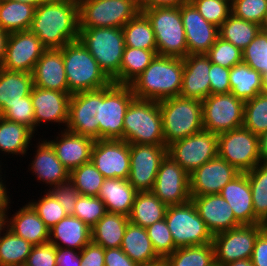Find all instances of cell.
I'll return each mask as SVG.
<instances>
[{"label": "cell", "instance_id": "cell-29", "mask_svg": "<svg viewBox=\"0 0 267 266\" xmlns=\"http://www.w3.org/2000/svg\"><path fill=\"white\" fill-rule=\"evenodd\" d=\"M92 241L91 228L68 215L49 230V242L57 248L81 251Z\"/></svg>", "mask_w": 267, "mask_h": 266}, {"label": "cell", "instance_id": "cell-71", "mask_svg": "<svg viewBox=\"0 0 267 266\" xmlns=\"http://www.w3.org/2000/svg\"><path fill=\"white\" fill-rule=\"evenodd\" d=\"M139 266H166L165 264V261L164 259L158 261V262H155V263H152V264H148V265H139Z\"/></svg>", "mask_w": 267, "mask_h": 266}, {"label": "cell", "instance_id": "cell-49", "mask_svg": "<svg viewBox=\"0 0 267 266\" xmlns=\"http://www.w3.org/2000/svg\"><path fill=\"white\" fill-rule=\"evenodd\" d=\"M206 55L211 63L228 69L243 62L242 50L221 37L217 38Z\"/></svg>", "mask_w": 267, "mask_h": 266}, {"label": "cell", "instance_id": "cell-46", "mask_svg": "<svg viewBox=\"0 0 267 266\" xmlns=\"http://www.w3.org/2000/svg\"><path fill=\"white\" fill-rule=\"evenodd\" d=\"M104 179V176L91 161L82 164L70 172V181L74 184L80 195L84 196H98Z\"/></svg>", "mask_w": 267, "mask_h": 266}, {"label": "cell", "instance_id": "cell-15", "mask_svg": "<svg viewBox=\"0 0 267 266\" xmlns=\"http://www.w3.org/2000/svg\"><path fill=\"white\" fill-rule=\"evenodd\" d=\"M166 145L130 144V173L128 182L138 192H151Z\"/></svg>", "mask_w": 267, "mask_h": 266}, {"label": "cell", "instance_id": "cell-20", "mask_svg": "<svg viewBox=\"0 0 267 266\" xmlns=\"http://www.w3.org/2000/svg\"><path fill=\"white\" fill-rule=\"evenodd\" d=\"M239 174L235 167L217 156L189 175L190 195L219 194L222 188Z\"/></svg>", "mask_w": 267, "mask_h": 266}, {"label": "cell", "instance_id": "cell-36", "mask_svg": "<svg viewBox=\"0 0 267 266\" xmlns=\"http://www.w3.org/2000/svg\"><path fill=\"white\" fill-rule=\"evenodd\" d=\"M167 207L152 192H138L128 216L129 222L147 228L155 222L165 219Z\"/></svg>", "mask_w": 267, "mask_h": 266}, {"label": "cell", "instance_id": "cell-11", "mask_svg": "<svg viewBox=\"0 0 267 266\" xmlns=\"http://www.w3.org/2000/svg\"><path fill=\"white\" fill-rule=\"evenodd\" d=\"M218 157L240 173L251 171L261 163L259 136L240 127L217 135Z\"/></svg>", "mask_w": 267, "mask_h": 266}, {"label": "cell", "instance_id": "cell-50", "mask_svg": "<svg viewBox=\"0 0 267 266\" xmlns=\"http://www.w3.org/2000/svg\"><path fill=\"white\" fill-rule=\"evenodd\" d=\"M189 2L207 22L218 28L231 14V3L226 0H189Z\"/></svg>", "mask_w": 267, "mask_h": 266}, {"label": "cell", "instance_id": "cell-51", "mask_svg": "<svg viewBox=\"0 0 267 266\" xmlns=\"http://www.w3.org/2000/svg\"><path fill=\"white\" fill-rule=\"evenodd\" d=\"M243 62L261 74L267 72V33L260 31L242 50Z\"/></svg>", "mask_w": 267, "mask_h": 266}, {"label": "cell", "instance_id": "cell-53", "mask_svg": "<svg viewBox=\"0 0 267 266\" xmlns=\"http://www.w3.org/2000/svg\"><path fill=\"white\" fill-rule=\"evenodd\" d=\"M267 12V0H233L231 13L243 20L261 25Z\"/></svg>", "mask_w": 267, "mask_h": 266}, {"label": "cell", "instance_id": "cell-23", "mask_svg": "<svg viewBox=\"0 0 267 266\" xmlns=\"http://www.w3.org/2000/svg\"><path fill=\"white\" fill-rule=\"evenodd\" d=\"M191 201L212 235L241 226L220 194L191 196Z\"/></svg>", "mask_w": 267, "mask_h": 266}, {"label": "cell", "instance_id": "cell-69", "mask_svg": "<svg viewBox=\"0 0 267 266\" xmlns=\"http://www.w3.org/2000/svg\"><path fill=\"white\" fill-rule=\"evenodd\" d=\"M261 86H262V93L267 94V72L262 74Z\"/></svg>", "mask_w": 267, "mask_h": 266}, {"label": "cell", "instance_id": "cell-62", "mask_svg": "<svg viewBox=\"0 0 267 266\" xmlns=\"http://www.w3.org/2000/svg\"><path fill=\"white\" fill-rule=\"evenodd\" d=\"M141 12L147 8L152 7H179L182 4L189 2V0H137Z\"/></svg>", "mask_w": 267, "mask_h": 266}, {"label": "cell", "instance_id": "cell-35", "mask_svg": "<svg viewBox=\"0 0 267 266\" xmlns=\"http://www.w3.org/2000/svg\"><path fill=\"white\" fill-rule=\"evenodd\" d=\"M34 135L35 133L26 125L0 116V151L5 155L24 157L31 146V140L35 138Z\"/></svg>", "mask_w": 267, "mask_h": 266}, {"label": "cell", "instance_id": "cell-7", "mask_svg": "<svg viewBox=\"0 0 267 266\" xmlns=\"http://www.w3.org/2000/svg\"><path fill=\"white\" fill-rule=\"evenodd\" d=\"M142 12L152 24L157 54L185 58L188 55V47L180 6L152 7Z\"/></svg>", "mask_w": 267, "mask_h": 266}, {"label": "cell", "instance_id": "cell-26", "mask_svg": "<svg viewBox=\"0 0 267 266\" xmlns=\"http://www.w3.org/2000/svg\"><path fill=\"white\" fill-rule=\"evenodd\" d=\"M32 76L35 87L68 92L62 50L47 49L36 62Z\"/></svg>", "mask_w": 267, "mask_h": 266}, {"label": "cell", "instance_id": "cell-31", "mask_svg": "<svg viewBox=\"0 0 267 266\" xmlns=\"http://www.w3.org/2000/svg\"><path fill=\"white\" fill-rule=\"evenodd\" d=\"M137 193L127 179L106 178L98 197L105 204L107 212L129 216Z\"/></svg>", "mask_w": 267, "mask_h": 266}, {"label": "cell", "instance_id": "cell-30", "mask_svg": "<svg viewBox=\"0 0 267 266\" xmlns=\"http://www.w3.org/2000/svg\"><path fill=\"white\" fill-rule=\"evenodd\" d=\"M8 229L33 246L49 242V229L29 204L8 217Z\"/></svg>", "mask_w": 267, "mask_h": 266}, {"label": "cell", "instance_id": "cell-19", "mask_svg": "<svg viewBox=\"0 0 267 266\" xmlns=\"http://www.w3.org/2000/svg\"><path fill=\"white\" fill-rule=\"evenodd\" d=\"M46 50L47 48L30 30L10 33L6 54L0 67L8 71L32 74L36 62Z\"/></svg>", "mask_w": 267, "mask_h": 266}, {"label": "cell", "instance_id": "cell-57", "mask_svg": "<svg viewBox=\"0 0 267 266\" xmlns=\"http://www.w3.org/2000/svg\"><path fill=\"white\" fill-rule=\"evenodd\" d=\"M230 69L211 63L209 70V80L211 94L230 93Z\"/></svg>", "mask_w": 267, "mask_h": 266}, {"label": "cell", "instance_id": "cell-59", "mask_svg": "<svg viewBox=\"0 0 267 266\" xmlns=\"http://www.w3.org/2000/svg\"><path fill=\"white\" fill-rule=\"evenodd\" d=\"M105 266H139L119 248L104 249Z\"/></svg>", "mask_w": 267, "mask_h": 266}, {"label": "cell", "instance_id": "cell-34", "mask_svg": "<svg viewBox=\"0 0 267 266\" xmlns=\"http://www.w3.org/2000/svg\"><path fill=\"white\" fill-rule=\"evenodd\" d=\"M128 223V216L107 212L91 228L92 242L101 245L104 249L119 248Z\"/></svg>", "mask_w": 267, "mask_h": 266}, {"label": "cell", "instance_id": "cell-5", "mask_svg": "<svg viewBox=\"0 0 267 266\" xmlns=\"http://www.w3.org/2000/svg\"><path fill=\"white\" fill-rule=\"evenodd\" d=\"M165 145L204 130L202 100L170 97L159 101Z\"/></svg>", "mask_w": 267, "mask_h": 266}, {"label": "cell", "instance_id": "cell-12", "mask_svg": "<svg viewBox=\"0 0 267 266\" xmlns=\"http://www.w3.org/2000/svg\"><path fill=\"white\" fill-rule=\"evenodd\" d=\"M245 101L231 92L202 100L203 128L216 135L243 127Z\"/></svg>", "mask_w": 267, "mask_h": 266}, {"label": "cell", "instance_id": "cell-33", "mask_svg": "<svg viewBox=\"0 0 267 266\" xmlns=\"http://www.w3.org/2000/svg\"><path fill=\"white\" fill-rule=\"evenodd\" d=\"M33 88V76L28 72L8 71L0 67V115L9 104L24 101Z\"/></svg>", "mask_w": 267, "mask_h": 266}, {"label": "cell", "instance_id": "cell-58", "mask_svg": "<svg viewBox=\"0 0 267 266\" xmlns=\"http://www.w3.org/2000/svg\"><path fill=\"white\" fill-rule=\"evenodd\" d=\"M79 255L81 266H105L104 248L92 241L79 252Z\"/></svg>", "mask_w": 267, "mask_h": 266}, {"label": "cell", "instance_id": "cell-38", "mask_svg": "<svg viewBox=\"0 0 267 266\" xmlns=\"http://www.w3.org/2000/svg\"><path fill=\"white\" fill-rule=\"evenodd\" d=\"M262 74L252 69L244 62L230 68V88L231 93L243 101L254 98L262 93Z\"/></svg>", "mask_w": 267, "mask_h": 266}, {"label": "cell", "instance_id": "cell-4", "mask_svg": "<svg viewBox=\"0 0 267 266\" xmlns=\"http://www.w3.org/2000/svg\"><path fill=\"white\" fill-rule=\"evenodd\" d=\"M79 40L95 58L106 76L115 84H120V66L126 47L122 28L80 29Z\"/></svg>", "mask_w": 267, "mask_h": 266}, {"label": "cell", "instance_id": "cell-6", "mask_svg": "<svg viewBox=\"0 0 267 266\" xmlns=\"http://www.w3.org/2000/svg\"><path fill=\"white\" fill-rule=\"evenodd\" d=\"M123 141L165 145L159 101L134 98L123 119Z\"/></svg>", "mask_w": 267, "mask_h": 266}, {"label": "cell", "instance_id": "cell-24", "mask_svg": "<svg viewBox=\"0 0 267 266\" xmlns=\"http://www.w3.org/2000/svg\"><path fill=\"white\" fill-rule=\"evenodd\" d=\"M58 136L53 140L46 139V141L52 146L57 158L69 172L90 162L91 150L95 142L93 138L75 134L64 127Z\"/></svg>", "mask_w": 267, "mask_h": 266}, {"label": "cell", "instance_id": "cell-27", "mask_svg": "<svg viewBox=\"0 0 267 266\" xmlns=\"http://www.w3.org/2000/svg\"><path fill=\"white\" fill-rule=\"evenodd\" d=\"M36 143V154L32 158V163L28 168L37 178L49 188H53L61 183L70 180L69 170L57 158L52 146L44 139H39Z\"/></svg>", "mask_w": 267, "mask_h": 266}, {"label": "cell", "instance_id": "cell-10", "mask_svg": "<svg viewBox=\"0 0 267 266\" xmlns=\"http://www.w3.org/2000/svg\"><path fill=\"white\" fill-rule=\"evenodd\" d=\"M134 98L130 85L112 82L100 89L99 139L123 140V119Z\"/></svg>", "mask_w": 267, "mask_h": 266}, {"label": "cell", "instance_id": "cell-68", "mask_svg": "<svg viewBox=\"0 0 267 266\" xmlns=\"http://www.w3.org/2000/svg\"><path fill=\"white\" fill-rule=\"evenodd\" d=\"M12 1L26 3L36 8L40 6L41 4L51 1V0H12Z\"/></svg>", "mask_w": 267, "mask_h": 266}, {"label": "cell", "instance_id": "cell-42", "mask_svg": "<svg viewBox=\"0 0 267 266\" xmlns=\"http://www.w3.org/2000/svg\"><path fill=\"white\" fill-rule=\"evenodd\" d=\"M32 248L31 243L5 230L0 238V266H24Z\"/></svg>", "mask_w": 267, "mask_h": 266}, {"label": "cell", "instance_id": "cell-8", "mask_svg": "<svg viewBox=\"0 0 267 266\" xmlns=\"http://www.w3.org/2000/svg\"><path fill=\"white\" fill-rule=\"evenodd\" d=\"M79 29L122 28L140 12L137 0H77Z\"/></svg>", "mask_w": 267, "mask_h": 266}, {"label": "cell", "instance_id": "cell-43", "mask_svg": "<svg viewBox=\"0 0 267 266\" xmlns=\"http://www.w3.org/2000/svg\"><path fill=\"white\" fill-rule=\"evenodd\" d=\"M157 50L125 47L120 66V84L129 85L152 62Z\"/></svg>", "mask_w": 267, "mask_h": 266}, {"label": "cell", "instance_id": "cell-56", "mask_svg": "<svg viewBox=\"0 0 267 266\" xmlns=\"http://www.w3.org/2000/svg\"><path fill=\"white\" fill-rule=\"evenodd\" d=\"M56 247L50 242L33 246L24 266H57Z\"/></svg>", "mask_w": 267, "mask_h": 266}, {"label": "cell", "instance_id": "cell-37", "mask_svg": "<svg viewBox=\"0 0 267 266\" xmlns=\"http://www.w3.org/2000/svg\"><path fill=\"white\" fill-rule=\"evenodd\" d=\"M35 7L12 0H0V28L7 33L30 29Z\"/></svg>", "mask_w": 267, "mask_h": 266}, {"label": "cell", "instance_id": "cell-39", "mask_svg": "<svg viewBox=\"0 0 267 266\" xmlns=\"http://www.w3.org/2000/svg\"><path fill=\"white\" fill-rule=\"evenodd\" d=\"M166 266H216L213 243L177 248L165 259Z\"/></svg>", "mask_w": 267, "mask_h": 266}, {"label": "cell", "instance_id": "cell-65", "mask_svg": "<svg viewBox=\"0 0 267 266\" xmlns=\"http://www.w3.org/2000/svg\"><path fill=\"white\" fill-rule=\"evenodd\" d=\"M9 33L5 32L0 28V65L4 60L6 54L7 40Z\"/></svg>", "mask_w": 267, "mask_h": 266}, {"label": "cell", "instance_id": "cell-22", "mask_svg": "<svg viewBox=\"0 0 267 266\" xmlns=\"http://www.w3.org/2000/svg\"><path fill=\"white\" fill-rule=\"evenodd\" d=\"M31 101L34 109L35 131L40 124H63L67 126L69 100L71 94L55 90L42 89L33 86L31 90Z\"/></svg>", "mask_w": 267, "mask_h": 266}, {"label": "cell", "instance_id": "cell-47", "mask_svg": "<svg viewBox=\"0 0 267 266\" xmlns=\"http://www.w3.org/2000/svg\"><path fill=\"white\" fill-rule=\"evenodd\" d=\"M45 192L43 197H40L39 200H31L27 203L33 208L46 227L50 230L68 215L55 196L49 190H45Z\"/></svg>", "mask_w": 267, "mask_h": 266}, {"label": "cell", "instance_id": "cell-54", "mask_svg": "<svg viewBox=\"0 0 267 266\" xmlns=\"http://www.w3.org/2000/svg\"><path fill=\"white\" fill-rule=\"evenodd\" d=\"M0 116L9 121L26 125L34 133H36L31 95L24 96V101L9 104V108H7Z\"/></svg>", "mask_w": 267, "mask_h": 266}, {"label": "cell", "instance_id": "cell-72", "mask_svg": "<svg viewBox=\"0 0 267 266\" xmlns=\"http://www.w3.org/2000/svg\"><path fill=\"white\" fill-rule=\"evenodd\" d=\"M261 224L267 230V218Z\"/></svg>", "mask_w": 267, "mask_h": 266}, {"label": "cell", "instance_id": "cell-28", "mask_svg": "<svg viewBox=\"0 0 267 266\" xmlns=\"http://www.w3.org/2000/svg\"><path fill=\"white\" fill-rule=\"evenodd\" d=\"M230 205L235 219L241 225L262 223L254 213L252 193L247 173H240L219 193Z\"/></svg>", "mask_w": 267, "mask_h": 266}, {"label": "cell", "instance_id": "cell-17", "mask_svg": "<svg viewBox=\"0 0 267 266\" xmlns=\"http://www.w3.org/2000/svg\"><path fill=\"white\" fill-rule=\"evenodd\" d=\"M100 89L71 94L66 130L99 139Z\"/></svg>", "mask_w": 267, "mask_h": 266}, {"label": "cell", "instance_id": "cell-41", "mask_svg": "<svg viewBox=\"0 0 267 266\" xmlns=\"http://www.w3.org/2000/svg\"><path fill=\"white\" fill-rule=\"evenodd\" d=\"M260 31V25L238 18L231 13L219 27V37L244 50Z\"/></svg>", "mask_w": 267, "mask_h": 266}, {"label": "cell", "instance_id": "cell-63", "mask_svg": "<svg viewBox=\"0 0 267 266\" xmlns=\"http://www.w3.org/2000/svg\"><path fill=\"white\" fill-rule=\"evenodd\" d=\"M2 163V162H0ZM1 164H0V173L2 174L3 172H1L2 168H1ZM0 174V209H8L10 208L9 204L11 203V199L9 198V196L7 195L9 192L7 191V186L6 184V181L4 182V178L1 177L2 175ZM3 178V180H2Z\"/></svg>", "mask_w": 267, "mask_h": 266}, {"label": "cell", "instance_id": "cell-45", "mask_svg": "<svg viewBox=\"0 0 267 266\" xmlns=\"http://www.w3.org/2000/svg\"><path fill=\"white\" fill-rule=\"evenodd\" d=\"M243 127L259 137L267 132V94L245 101Z\"/></svg>", "mask_w": 267, "mask_h": 266}, {"label": "cell", "instance_id": "cell-9", "mask_svg": "<svg viewBox=\"0 0 267 266\" xmlns=\"http://www.w3.org/2000/svg\"><path fill=\"white\" fill-rule=\"evenodd\" d=\"M165 221L177 248L213 242L212 233L191 200L184 204L168 206Z\"/></svg>", "mask_w": 267, "mask_h": 266}, {"label": "cell", "instance_id": "cell-52", "mask_svg": "<svg viewBox=\"0 0 267 266\" xmlns=\"http://www.w3.org/2000/svg\"><path fill=\"white\" fill-rule=\"evenodd\" d=\"M146 230L154 251L161 259H165L177 249L165 219L148 226Z\"/></svg>", "mask_w": 267, "mask_h": 266}, {"label": "cell", "instance_id": "cell-13", "mask_svg": "<svg viewBox=\"0 0 267 266\" xmlns=\"http://www.w3.org/2000/svg\"><path fill=\"white\" fill-rule=\"evenodd\" d=\"M265 228L261 223L241 225L213 235L216 266H225L241 259H251L258 235Z\"/></svg>", "mask_w": 267, "mask_h": 266}, {"label": "cell", "instance_id": "cell-48", "mask_svg": "<svg viewBox=\"0 0 267 266\" xmlns=\"http://www.w3.org/2000/svg\"><path fill=\"white\" fill-rule=\"evenodd\" d=\"M106 213L105 204L98 196L79 195L72 216L92 228Z\"/></svg>", "mask_w": 267, "mask_h": 266}, {"label": "cell", "instance_id": "cell-14", "mask_svg": "<svg viewBox=\"0 0 267 266\" xmlns=\"http://www.w3.org/2000/svg\"><path fill=\"white\" fill-rule=\"evenodd\" d=\"M171 156L189 175L218 156L217 135L202 130L167 146Z\"/></svg>", "mask_w": 267, "mask_h": 266}, {"label": "cell", "instance_id": "cell-18", "mask_svg": "<svg viewBox=\"0 0 267 266\" xmlns=\"http://www.w3.org/2000/svg\"><path fill=\"white\" fill-rule=\"evenodd\" d=\"M90 161L105 179H128L130 173V144L123 140H95Z\"/></svg>", "mask_w": 267, "mask_h": 266}, {"label": "cell", "instance_id": "cell-64", "mask_svg": "<svg viewBox=\"0 0 267 266\" xmlns=\"http://www.w3.org/2000/svg\"><path fill=\"white\" fill-rule=\"evenodd\" d=\"M260 158L262 163H267V132L259 137Z\"/></svg>", "mask_w": 267, "mask_h": 266}, {"label": "cell", "instance_id": "cell-61", "mask_svg": "<svg viewBox=\"0 0 267 266\" xmlns=\"http://www.w3.org/2000/svg\"><path fill=\"white\" fill-rule=\"evenodd\" d=\"M80 251L74 249H61L56 247L57 266H81Z\"/></svg>", "mask_w": 267, "mask_h": 266}, {"label": "cell", "instance_id": "cell-70", "mask_svg": "<svg viewBox=\"0 0 267 266\" xmlns=\"http://www.w3.org/2000/svg\"><path fill=\"white\" fill-rule=\"evenodd\" d=\"M261 31L267 33V12L265 14V17L263 19V22L260 25Z\"/></svg>", "mask_w": 267, "mask_h": 266}, {"label": "cell", "instance_id": "cell-1", "mask_svg": "<svg viewBox=\"0 0 267 266\" xmlns=\"http://www.w3.org/2000/svg\"><path fill=\"white\" fill-rule=\"evenodd\" d=\"M47 49H61L79 40L77 0H51L35 8L29 29Z\"/></svg>", "mask_w": 267, "mask_h": 266}, {"label": "cell", "instance_id": "cell-60", "mask_svg": "<svg viewBox=\"0 0 267 266\" xmlns=\"http://www.w3.org/2000/svg\"><path fill=\"white\" fill-rule=\"evenodd\" d=\"M254 266H267V230L257 237L251 257Z\"/></svg>", "mask_w": 267, "mask_h": 266}, {"label": "cell", "instance_id": "cell-66", "mask_svg": "<svg viewBox=\"0 0 267 266\" xmlns=\"http://www.w3.org/2000/svg\"><path fill=\"white\" fill-rule=\"evenodd\" d=\"M8 209H0V238L2 233H4V230L8 229ZM3 231V232H2Z\"/></svg>", "mask_w": 267, "mask_h": 266}, {"label": "cell", "instance_id": "cell-3", "mask_svg": "<svg viewBox=\"0 0 267 266\" xmlns=\"http://www.w3.org/2000/svg\"><path fill=\"white\" fill-rule=\"evenodd\" d=\"M61 50L69 94L102 89L112 83L80 40L67 43Z\"/></svg>", "mask_w": 267, "mask_h": 266}, {"label": "cell", "instance_id": "cell-40", "mask_svg": "<svg viewBox=\"0 0 267 266\" xmlns=\"http://www.w3.org/2000/svg\"><path fill=\"white\" fill-rule=\"evenodd\" d=\"M122 30L126 47L157 50L152 24L143 12L128 21Z\"/></svg>", "mask_w": 267, "mask_h": 266}, {"label": "cell", "instance_id": "cell-25", "mask_svg": "<svg viewBox=\"0 0 267 266\" xmlns=\"http://www.w3.org/2000/svg\"><path fill=\"white\" fill-rule=\"evenodd\" d=\"M183 63V80L179 96L204 100L211 94L210 59L206 54H191L183 58Z\"/></svg>", "mask_w": 267, "mask_h": 266}, {"label": "cell", "instance_id": "cell-55", "mask_svg": "<svg viewBox=\"0 0 267 266\" xmlns=\"http://www.w3.org/2000/svg\"><path fill=\"white\" fill-rule=\"evenodd\" d=\"M47 190L60 202L67 215L74 214V208L80 193L70 180Z\"/></svg>", "mask_w": 267, "mask_h": 266}, {"label": "cell", "instance_id": "cell-32", "mask_svg": "<svg viewBox=\"0 0 267 266\" xmlns=\"http://www.w3.org/2000/svg\"><path fill=\"white\" fill-rule=\"evenodd\" d=\"M120 248L138 265H148L162 260L154 251L146 228L128 223Z\"/></svg>", "mask_w": 267, "mask_h": 266}, {"label": "cell", "instance_id": "cell-67", "mask_svg": "<svg viewBox=\"0 0 267 266\" xmlns=\"http://www.w3.org/2000/svg\"><path fill=\"white\" fill-rule=\"evenodd\" d=\"M225 266H254L251 259H241L231 262Z\"/></svg>", "mask_w": 267, "mask_h": 266}, {"label": "cell", "instance_id": "cell-44", "mask_svg": "<svg viewBox=\"0 0 267 266\" xmlns=\"http://www.w3.org/2000/svg\"><path fill=\"white\" fill-rule=\"evenodd\" d=\"M250 183L255 216L263 222L267 218V163H259L246 172Z\"/></svg>", "mask_w": 267, "mask_h": 266}, {"label": "cell", "instance_id": "cell-16", "mask_svg": "<svg viewBox=\"0 0 267 266\" xmlns=\"http://www.w3.org/2000/svg\"><path fill=\"white\" fill-rule=\"evenodd\" d=\"M151 192L167 206L184 204L191 200L189 174L166 154Z\"/></svg>", "mask_w": 267, "mask_h": 266}, {"label": "cell", "instance_id": "cell-21", "mask_svg": "<svg viewBox=\"0 0 267 266\" xmlns=\"http://www.w3.org/2000/svg\"><path fill=\"white\" fill-rule=\"evenodd\" d=\"M188 55L206 54L219 37V28L207 22L190 3L180 5Z\"/></svg>", "mask_w": 267, "mask_h": 266}, {"label": "cell", "instance_id": "cell-2", "mask_svg": "<svg viewBox=\"0 0 267 266\" xmlns=\"http://www.w3.org/2000/svg\"><path fill=\"white\" fill-rule=\"evenodd\" d=\"M183 58L156 55L129 85L135 98L160 101L179 96L182 88Z\"/></svg>", "mask_w": 267, "mask_h": 266}]
</instances>
